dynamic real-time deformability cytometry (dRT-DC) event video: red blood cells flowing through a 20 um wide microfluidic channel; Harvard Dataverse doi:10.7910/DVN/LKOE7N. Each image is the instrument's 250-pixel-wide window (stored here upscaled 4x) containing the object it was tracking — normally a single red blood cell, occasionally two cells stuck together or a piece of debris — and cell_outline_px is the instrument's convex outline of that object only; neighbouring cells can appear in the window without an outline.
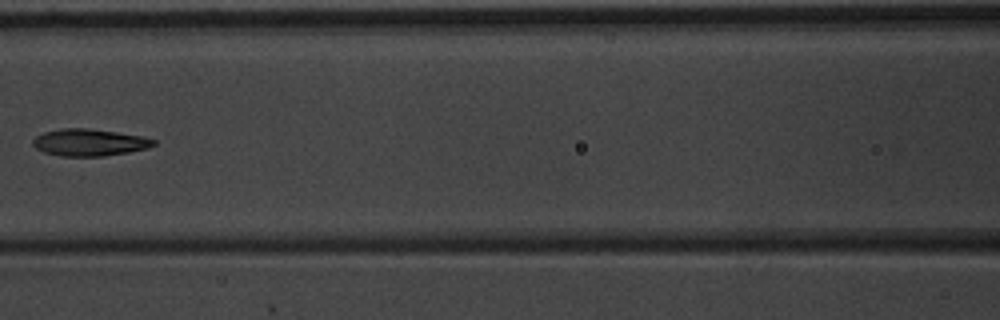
{"species": "common noctule bat (a hibernating species)", "species_latin": "Nyctalus noctula", "temperature_condition": "warm", "stored_images_in_passage": 3, "camera_frame_rate_fps": 3000, "um_per_image_px": 0.085, "animal": {"sex": "male", "body_mass_g": 20.1, "forearm_length_mm": 53.5}, "frame": {"image": 1, "passage_image": 3, "time_ms": 0.667, "image_size_px": [1000, 320], "cell_outline_px": [[156, 144], [148, 148], [128, 152], [104, 156], [60, 156], [44, 152], [36, 148], [32, 144], [32, 140], [36, 136], [44, 132], [60, 128], [88, 128], [116, 132], [140, 136], [156, 140]], "centroid_in_image_um": [7.57, 12.1], "position_along_channel_um": 159.0, "area_um2": 18.96}}